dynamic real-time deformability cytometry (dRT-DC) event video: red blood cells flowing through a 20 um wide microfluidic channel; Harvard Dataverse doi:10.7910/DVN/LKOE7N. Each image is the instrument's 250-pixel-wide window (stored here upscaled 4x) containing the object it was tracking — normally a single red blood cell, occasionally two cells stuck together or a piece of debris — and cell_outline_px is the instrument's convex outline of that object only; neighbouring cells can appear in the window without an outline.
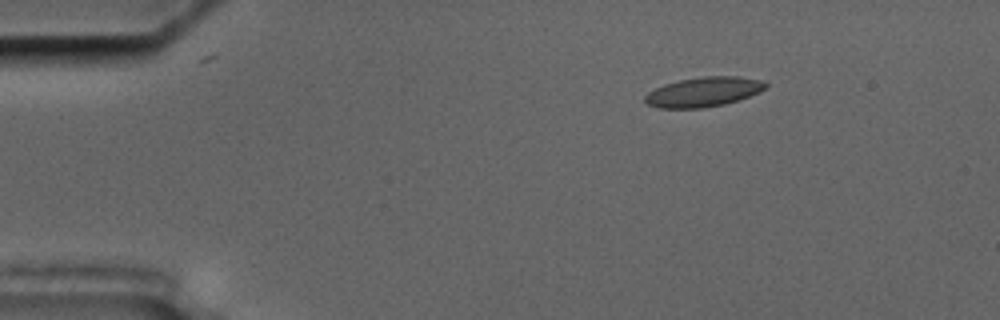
{"species": "common noctule bat (a hibernating species)", "species_latin": "Nyctalus noctula", "temperature_condition": "cold", "stored_images_in_passage": 49, "camera_frame_rate_fps": 3000, "um_per_image_px": 0.085, "animal": {"sex": "male", "body_mass_g": 17.5, "forearm_length_mm": 52.3}, "frame": {"image": 1, "passage_image": 1, "time_ms": 0.0, "image_size_px": [1000, 320], "cell_outline_px": [[768, 84], [764, 88], [748, 96], [724, 104], [704, 108], [660, 108], [648, 104], [644, 100], [644, 96], [648, 92], [664, 84], [680, 80], [704, 76], [736, 76], [764, 80]], "centroid_in_image_um": [59.77, 7.81], "position_along_channel_um": 25.2, "area_um2": 20.63}}
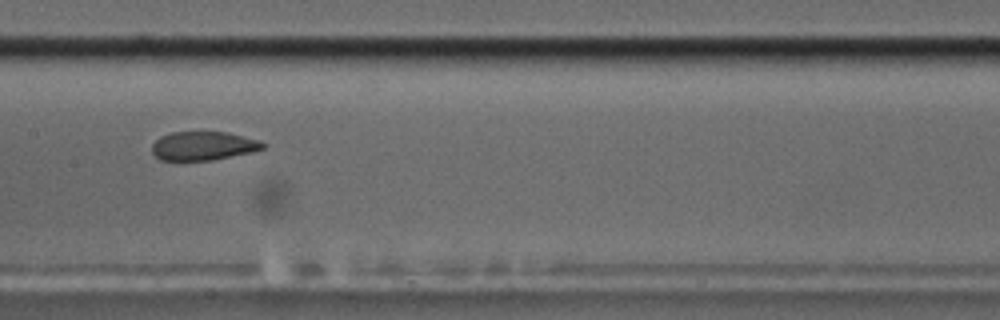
{"frame": {"image": 2, "passage_image": 21, "time_ms": 6.667, "image_size_px": [1000, 320], "cell_outline_px": [[268, 144], [264, 148], [252, 152], [212, 160], [160, 160], [152, 152], [152, 144], [160, 136], [172, 132], [228, 132], [260, 140]], "centroid_in_image_um": [17.31, 12.39], "position_along_channel_um": 190.1, "area_um2": 18.67}}
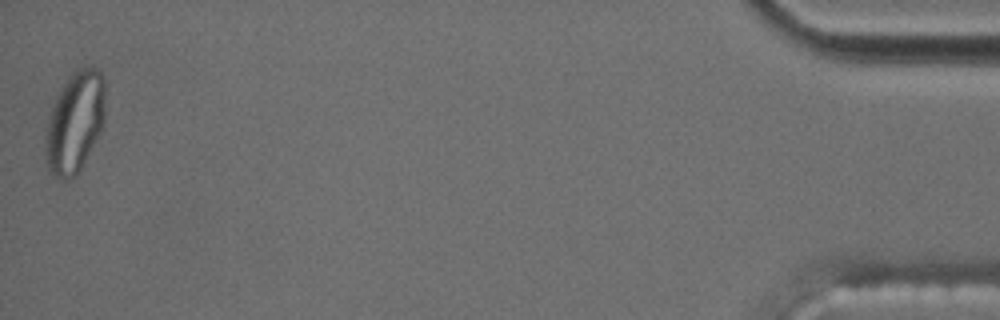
{"frame": {"image": 3, "passage_image": 49, "time_ms": 16.0, "image_size_px": [1000, 320], "cell_outline_px": [[104, 120], [100, 132], [80, 168], [68, 180], [60, 180], [52, 176], [48, 168], [44, 140], [44, 136], [48, 120], [52, 108], [64, 84], [72, 72], [76, 68], [96, 68], [104, 76]], "centroid_in_image_um": [6.35, 10.4], "position_along_channel_um": 428.8, "area_um2": 34.68}}